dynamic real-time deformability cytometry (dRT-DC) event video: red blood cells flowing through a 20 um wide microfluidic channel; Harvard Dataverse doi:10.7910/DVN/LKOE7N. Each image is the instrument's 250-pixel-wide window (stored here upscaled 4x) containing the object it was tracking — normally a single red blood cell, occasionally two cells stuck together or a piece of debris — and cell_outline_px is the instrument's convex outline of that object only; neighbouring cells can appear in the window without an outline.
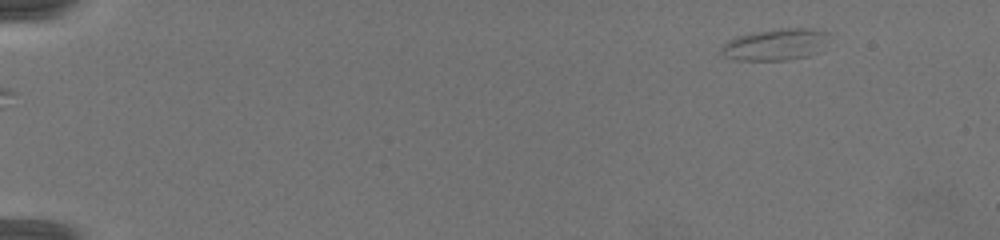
{"species": "common noctule bat (a hibernating species)", "species_latin": "Nyctalus noctula", "temperature_condition": "warm", "stored_images_in_passage": 76, "camera_frame_rate_fps": 3000, "um_per_image_px": 0.085, "animal": {"sex": "female", "body_mass_g": 19.5, "forearm_length_mm": 54.1}, "frame": {"image": 1, "passage_image": 1, "time_ms": 0.0, "image_size_px": [1000, 240], "cell_outline_px": [[828, 32], [816, 52], [808, 56], [788, 60], [736, 60], [724, 56], [720, 52], [720, 48], [728, 40], [740, 36], [760, 32], [788, 28], [800, 28]], "centroid_in_image_um": [65.82, 3.82], "position_along_channel_um": 19.2, "area_um2": 18.96}}
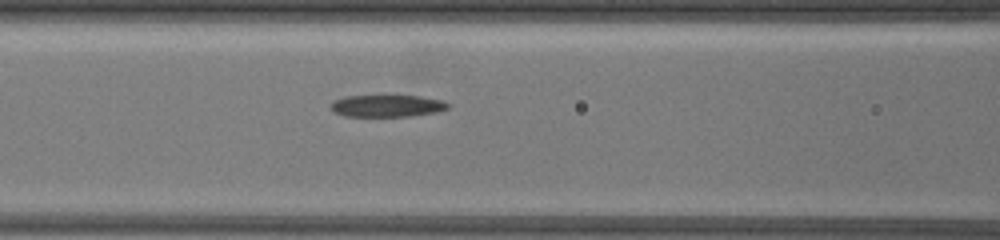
{"frame": {"image": 2, "passage_image": 32, "time_ms": 6.333, "image_size_px": [1000, 240], "cell_outline_px": [[452, 104], [448, 108], [436, 112], [408, 116], [344, 116], [336, 112], [332, 108], [332, 100], [348, 96], [420, 96], [440, 100]], "centroid_in_image_um": [32.93, 8.99], "position_along_channel_um": 133.7, "area_um2": 14.8}}
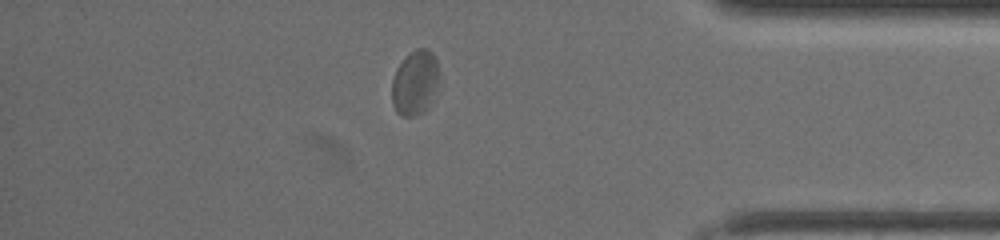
{"frame": {"image": 3, "passage_image": 65, "time_ms": 13.333, "image_size_px": [1000, 240], "cell_outline_px": [[436, 80], [424, 108], [416, 116], [400, 116], [396, 112], [392, 104], [392, 80], [396, 68], [416, 48], [428, 48], [432, 52], [436, 60]], "centroid_in_image_um": [35.17, 7.0], "position_along_channel_um": 400.0, "area_um2": 16.7}, "authors_computed_cell_mechanics": {"area_um2": 17.2533, "velocity_mm_per_s": 4.1272, "shape_relaxation_time_tau1_ms": 6.2291, "shape_relaxation_time_tau2_ms": 0.9509, "deformation_change_tau1": 0.1988, "deformation_change_tau2": 0.0553}}